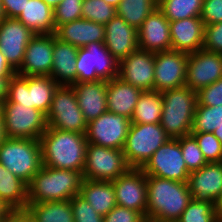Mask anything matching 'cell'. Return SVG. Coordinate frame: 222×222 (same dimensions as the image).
<instances>
[{
    "instance_id": "obj_32",
    "label": "cell",
    "mask_w": 222,
    "mask_h": 222,
    "mask_svg": "<svg viewBox=\"0 0 222 222\" xmlns=\"http://www.w3.org/2000/svg\"><path fill=\"white\" fill-rule=\"evenodd\" d=\"M162 109V93L158 91H143L130 119L131 123H160Z\"/></svg>"
},
{
    "instance_id": "obj_45",
    "label": "cell",
    "mask_w": 222,
    "mask_h": 222,
    "mask_svg": "<svg viewBox=\"0 0 222 222\" xmlns=\"http://www.w3.org/2000/svg\"><path fill=\"white\" fill-rule=\"evenodd\" d=\"M200 18L205 25L222 22V0H204Z\"/></svg>"
},
{
    "instance_id": "obj_13",
    "label": "cell",
    "mask_w": 222,
    "mask_h": 222,
    "mask_svg": "<svg viewBox=\"0 0 222 222\" xmlns=\"http://www.w3.org/2000/svg\"><path fill=\"white\" fill-rule=\"evenodd\" d=\"M130 125V119L107 111L88 122L86 139L91 144L122 150Z\"/></svg>"
},
{
    "instance_id": "obj_37",
    "label": "cell",
    "mask_w": 222,
    "mask_h": 222,
    "mask_svg": "<svg viewBox=\"0 0 222 222\" xmlns=\"http://www.w3.org/2000/svg\"><path fill=\"white\" fill-rule=\"evenodd\" d=\"M116 15V8L104 0H83L82 19L106 25Z\"/></svg>"
},
{
    "instance_id": "obj_47",
    "label": "cell",
    "mask_w": 222,
    "mask_h": 222,
    "mask_svg": "<svg viewBox=\"0 0 222 222\" xmlns=\"http://www.w3.org/2000/svg\"><path fill=\"white\" fill-rule=\"evenodd\" d=\"M4 222H34L27 210H13Z\"/></svg>"
},
{
    "instance_id": "obj_49",
    "label": "cell",
    "mask_w": 222,
    "mask_h": 222,
    "mask_svg": "<svg viewBox=\"0 0 222 222\" xmlns=\"http://www.w3.org/2000/svg\"><path fill=\"white\" fill-rule=\"evenodd\" d=\"M10 77H0V104L6 99L7 85Z\"/></svg>"
},
{
    "instance_id": "obj_31",
    "label": "cell",
    "mask_w": 222,
    "mask_h": 222,
    "mask_svg": "<svg viewBox=\"0 0 222 222\" xmlns=\"http://www.w3.org/2000/svg\"><path fill=\"white\" fill-rule=\"evenodd\" d=\"M26 210L34 222H74L70 200L28 203Z\"/></svg>"
},
{
    "instance_id": "obj_16",
    "label": "cell",
    "mask_w": 222,
    "mask_h": 222,
    "mask_svg": "<svg viewBox=\"0 0 222 222\" xmlns=\"http://www.w3.org/2000/svg\"><path fill=\"white\" fill-rule=\"evenodd\" d=\"M222 78V54L200 49L188 54L185 86L198 92Z\"/></svg>"
},
{
    "instance_id": "obj_23",
    "label": "cell",
    "mask_w": 222,
    "mask_h": 222,
    "mask_svg": "<svg viewBox=\"0 0 222 222\" xmlns=\"http://www.w3.org/2000/svg\"><path fill=\"white\" fill-rule=\"evenodd\" d=\"M172 50L193 53L203 49L205 24L200 17L170 21Z\"/></svg>"
},
{
    "instance_id": "obj_7",
    "label": "cell",
    "mask_w": 222,
    "mask_h": 222,
    "mask_svg": "<svg viewBox=\"0 0 222 222\" xmlns=\"http://www.w3.org/2000/svg\"><path fill=\"white\" fill-rule=\"evenodd\" d=\"M169 139L160 123H131L122 149L126 162L130 167L141 168Z\"/></svg>"
},
{
    "instance_id": "obj_18",
    "label": "cell",
    "mask_w": 222,
    "mask_h": 222,
    "mask_svg": "<svg viewBox=\"0 0 222 222\" xmlns=\"http://www.w3.org/2000/svg\"><path fill=\"white\" fill-rule=\"evenodd\" d=\"M34 35L16 18H6L0 24V51L15 71L22 65L27 45Z\"/></svg>"
},
{
    "instance_id": "obj_46",
    "label": "cell",
    "mask_w": 222,
    "mask_h": 222,
    "mask_svg": "<svg viewBox=\"0 0 222 222\" xmlns=\"http://www.w3.org/2000/svg\"><path fill=\"white\" fill-rule=\"evenodd\" d=\"M7 18H17L28 0H2Z\"/></svg>"
},
{
    "instance_id": "obj_3",
    "label": "cell",
    "mask_w": 222,
    "mask_h": 222,
    "mask_svg": "<svg viewBox=\"0 0 222 222\" xmlns=\"http://www.w3.org/2000/svg\"><path fill=\"white\" fill-rule=\"evenodd\" d=\"M82 172L42 166L27 185L28 203L70 200L80 194Z\"/></svg>"
},
{
    "instance_id": "obj_24",
    "label": "cell",
    "mask_w": 222,
    "mask_h": 222,
    "mask_svg": "<svg viewBox=\"0 0 222 222\" xmlns=\"http://www.w3.org/2000/svg\"><path fill=\"white\" fill-rule=\"evenodd\" d=\"M74 88L78 106L87 123L107 112V81L79 82L71 85Z\"/></svg>"
},
{
    "instance_id": "obj_43",
    "label": "cell",
    "mask_w": 222,
    "mask_h": 222,
    "mask_svg": "<svg viewBox=\"0 0 222 222\" xmlns=\"http://www.w3.org/2000/svg\"><path fill=\"white\" fill-rule=\"evenodd\" d=\"M203 49L222 54V22L205 25Z\"/></svg>"
},
{
    "instance_id": "obj_8",
    "label": "cell",
    "mask_w": 222,
    "mask_h": 222,
    "mask_svg": "<svg viewBox=\"0 0 222 222\" xmlns=\"http://www.w3.org/2000/svg\"><path fill=\"white\" fill-rule=\"evenodd\" d=\"M118 68L119 61L109 52L104 42H91L78 48L76 83L110 81L118 77Z\"/></svg>"
},
{
    "instance_id": "obj_30",
    "label": "cell",
    "mask_w": 222,
    "mask_h": 222,
    "mask_svg": "<svg viewBox=\"0 0 222 222\" xmlns=\"http://www.w3.org/2000/svg\"><path fill=\"white\" fill-rule=\"evenodd\" d=\"M0 200L13 210H26L27 184L0 163Z\"/></svg>"
},
{
    "instance_id": "obj_50",
    "label": "cell",
    "mask_w": 222,
    "mask_h": 222,
    "mask_svg": "<svg viewBox=\"0 0 222 222\" xmlns=\"http://www.w3.org/2000/svg\"><path fill=\"white\" fill-rule=\"evenodd\" d=\"M13 211L5 202L0 200V222H4L7 216Z\"/></svg>"
},
{
    "instance_id": "obj_9",
    "label": "cell",
    "mask_w": 222,
    "mask_h": 222,
    "mask_svg": "<svg viewBox=\"0 0 222 222\" xmlns=\"http://www.w3.org/2000/svg\"><path fill=\"white\" fill-rule=\"evenodd\" d=\"M46 122L47 127L86 134L88 123L78 106L72 86L59 85L55 90Z\"/></svg>"
},
{
    "instance_id": "obj_27",
    "label": "cell",
    "mask_w": 222,
    "mask_h": 222,
    "mask_svg": "<svg viewBox=\"0 0 222 222\" xmlns=\"http://www.w3.org/2000/svg\"><path fill=\"white\" fill-rule=\"evenodd\" d=\"M78 47L64 42L54 34L53 64L50 76L59 85L71 86L76 83Z\"/></svg>"
},
{
    "instance_id": "obj_33",
    "label": "cell",
    "mask_w": 222,
    "mask_h": 222,
    "mask_svg": "<svg viewBox=\"0 0 222 222\" xmlns=\"http://www.w3.org/2000/svg\"><path fill=\"white\" fill-rule=\"evenodd\" d=\"M156 8L157 0H121L116 7V14L128 25L138 29Z\"/></svg>"
},
{
    "instance_id": "obj_6",
    "label": "cell",
    "mask_w": 222,
    "mask_h": 222,
    "mask_svg": "<svg viewBox=\"0 0 222 222\" xmlns=\"http://www.w3.org/2000/svg\"><path fill=\"white\" fill-rule=\"evenodd\" d=\"M0 163L28 185L43 166L40 140L7 138L0 145Z\"/></svg>"
},
{
    "instance_id": "obj_29",
    "label": "cell",
    "mask_w": 222,
    "mask_h": 222,
    "mask_svg": "<svg viewBox=\"0 0 222 222\" xmlns=\"http://www.w3.org/2000/svg\"><path fill=\"white\" fill-rule=\"evenodd\" d=\"M80 195L103 217L117 205L112 181L83 179Z\"/></svg>"
},
{
    "instance_id": "obj_56",
    "label": "cell",
    "mask_w": 222,
    "mask_h": 222,
    "mask_svg": "<svg viewBox=\"0 0 222 222\" xmlns=\"http://www.w3.org/2000/svg\"><path fill=\"white\" fill-rule=\"evenodd\" d=\"M107 4L114 6L115 8L118 6L121 0H104Z\"/></svg>"
},
{
    "instance_id": "obj_4",
    "label": "cell",
    "mask_w": 222,
    "mask_h": 222,
    "mask_svg": "<svg viewBox=\"0 0 222 222\" xmlns=\"http://www.w3.org/2000/svg\"><path fill=\"white\" fill-rule=\"evenodd\" d=\"M197 102V92L187 86L162 92L160 125L170 138L191 135Z\"/></svg>"
},
{
    "instance_id": "obj_53",
    "label": "cell",
    "mask_w": 222,
    "mask_h": 222,
    "mask_svg": "<svg viewBox=\"0 0 222 222\" xmlns=\"http://www.w3.org/2000/svg\"><path fill=\"white\" fill-rule=\"evenodd\" d=\"M7 18L3 1L0 0V24Z\"/></svg>"
},
{
    "instance_id": "obj_40",
    "label": "cell",
    "mask_w": 222,
    "mask_h": 222,
    "mask_svg": "<svg viewBox=\"0 0 222 222\" xmlns=\"http://www.w3.org/2000/svg\"><path fill=\"white\" fill-rule=\"evenodd\" d=\"M83 0H62L54 8V24L57 29L60 25L82 18Z\"/></svg>"
},
{
    "instance_id": "obj_20",
    "label": "cell",
    "mask_w": 222,
    "mask_h": 222,
    "mask_svg": "<svg viewBox=\"0 0 222 222\" xmlns=\"http://www.w3.org/2000/svg\"><path fill=\"white\" fill-rule=\"evenodd\" d=\"M192 199L216 205L222 194V161L208 162L197 171H193L188 179Z\"/></svg>"
},
{
    "instance_id": "obj_57",
    "label": "cell",
    "mask_w": 222,
    "mask_h": 222,
    "mask_svg": "<svg viewBox=\"0 0 222 222\" xmlns=\"http://www.w3.org/2000/svg\"><path fill=\"white\" fill-rule=\"evenodd\" d=\"M141 222H151V221L145 217Z\"/></svg>"
},
{
    "instance_id": "obj_11",
    "label": "cell",
    "mask_w": 222,
    "mask_h": 222,
    "mask_svg": "<svg viewBox=\"0 0 222 222\" xmlns=\"http://www.w3.org/2000/svg\"><path fill=\"white\" fill-rule=\"evenodd\" d=\"M129 168L122 150L87 144L82 172L84 179L113 181Z\"/></svg>"
},
{
    "instance_id": "obj_28",
    "label": "cell",
    "mask_w": 222,
    "mask_h": 222,
    "mask_svg": "<svg viewBox=\"0 0 222 222\" xmlns=\"http://www.w3.org/2000/svg\"><path fill=\"white\" fill-rule=\"evenodd\" d=\"M16 19L35 34H55L54 9L43 0H28Z\"/></svg>"
},
{
    "instance_id": "obj_34",
    "label": "cell",
    "mask_w": 222,
    "mask_h": 222,
    "mask_svg": "<svg viewBox=\"0 0 222 222\" xmlns=\"http://www.w3.org/2000/svg\"><path fill=\"white\" fill-rule=\"evenodd\" d=\"M204 0H160L158 8L169 21L200 17Z\"/></svg>"
},
{
    "instance_id": "obj_42",
    "label": "cell",
    "mask_w": 222,
    "mask_h": 222,
    "mask_svg": "<svg viewBox=\"0 0 222 222\" xmlns=\"http://www.w3.org/2000/svg\"><path fill=\"white\" fill-rule=\"evenodd\" d=\"M197 100L200 105H222V78L207 87L201 88L197 92Z\"/></svg>"
},
{
    "instance_id": "obj_15",
    "label": "cell",
    "mask_w": 222,
    "mask_h": 222,
    "mask_svg": "<svg viewBox=\"0 0 222 222\" xmlns=\"http://www.w3.org/2000/svg\"><path fill=\"white\" fill-rule=\"evenodd\" d=\"M112 183L117 205L139 211L145 217L147 211V176L143 170L130 167Z\"/></svg>"
},
{
    "instance_id": "obj_22",
    "label": "cell",
    "mask_w": 222,
    "mask_h": 222,
    "mask_svg": "<svg viewBox=\"0 0 222 222\" xmlns=\"http://www.w3.org/2000/svg\"><path fill=\"white\" fill-rule=\"evenodd\" d=\"M104 45L118 60L139 48L138 30L117 14L105 25Z\"/></svg>"
},
{
    "instance_id": "obj_25",
    "label": "cell",
    "mask_w": 222,
    "mask_h": 222,
    "mask_svg": "<svg viewBox=\"0 0 222 222\" xmlns=\"http://www.w3.org/2000/svg\"><path fill=\"white\" fill-rule=\"evenodd\" d=\"M142 90L126 83L119 77L107 81V110L131 119Z\"/></svg>"
},
{
    "instance_id": "obj_41",
    "label": "cell",
    "mask_w": 222,
    "mask_h": 222,
    "mask_svg": "<svg viewBox=\"0 0 222 222\" xmlns=\"http://www.w3.org/2000/svg\"><path fill=\"white\" fill-rule=\"evenodd\" d=\"M74 222H103V216L97 213L80 194L70 199Z\"/></svg>"
},
{
    "instance_id": "obj_48",
    "label": "cell",
    "mask_w": 222,
    "mask_h": 222,
    "mask_svg": "<svg viewBox=\"0 0 222 222\" xmlns=\"http://www.w3.org/2000/svg\"><path fill=\"white\" fill-rule=\"evenodd\" d=\"M16 71L8 64L5 56L0 51V77H11Z\"/></svg>"
},
{
    "instance_id": "obj_12",
    "label": "cell",
    "mask_w": 222,
    "mask_h": 222,
    "mask_svg": "<svg viewBox=\"0 0 222 222\" xmlns=\"http://www.w3.org/2000/svg\"><path fill=\"white\" fill-rule=\"evenodd\" d=\"M146 176L188 183V171L178 139H169L141 167Z\"/></svg>"
},
{
    "instance_id": "obj_35",
    "label": "cell",
    "mask_w": 222,
    "mask_h": 222,
    "mask_svg": "<svg viewBox=\"0 0 222 222\" xmlns=\"http://www.w3.org/2000/svg\"><path fill=\"white\" fill-rule=\"evenodd\" d=\"M222 125V105L205 106L197 102L191 132H213Z\"/></svg>"
},
{
    "instance_id": "obj_39",
    "label": "cell",
    "mask_w": 222,
    "mask_h": 222,
    "mask_svg": "<svg viewBox=\"0 0 222 222\" xmlns=\"http://www.w3.org/2000/svg\"><path fill=\"white\" fill-rule=\"evenodd\" d=\"M207 162L222 161V144L212 132H191Z\"/></svg>"
},
{
    "instance_id": "obj_26",
    "label": "cell",
    "mask_w": 222,
    "mask_h": 222,
    "mask_svg": "<svg viewBox=\"0 0 222 222\" xmlns=\"http://www.w3.org/2000/svg\"><path fill=\"white\" fill-rule=\"evenodd\" d=\"M55 35L60 40L79 48L91 42H104L105 25L81 18L60 25Z\"/></svg>"
},
{
    "instance_id": "obj_55",
    "label": "cell",
    "mask_w": 222,
    "mask_h": 222,
    "mask_svg": "<svg viewBox=\"0 0 222 222\" xmlns=\"http://www.w3.org/2000/svg\"><path fill=\"white\" fill-rule=\"evenodd\" d=\"M43 1L53 9L62 2V0H43Z\"/></svg>"
},
{
    "instance_id": "obj_54",
    "label": "cell",
    "mask_w": 222,
    "mask_h": 222,
    "mask_svg": "<svg viewBox=\"0 0 222 222\" xmlns=\"http://www.w3.org/2000/svg\"><path fill=\"white\" fill-rule=\"evenodd\" d=\"M212 133L219 139L222 144V125L217 127Z\"/></svg>"
},
{
    "instance_id": "obj_1",
    "label": "cell",
    "mask_w": 222,
    "mask_h": 222,
    "mask_svg": "<svg viewBox=\"0 0 222 222\" xmlns=\"http://www.w3.org/2000/svg\"><path fill=\"white\" fill-rule=\"evenodd\" d=\"M191 200L188 183L147 176L145 217L151 222H176Z\"/></svg>"
},
{
    "instance_id": "obj_14",
    "label": "cell",
    "mask_w": 222,
    "mask_h": 222,
    "mask_svg": "<svg viewBox=\"0 0 222 222\" xmlns=\"http://www.w3.org/2000/svg\"><path fill=\"white\" fill-rule=\"evenodd\" d=\"M188 53L168 50L155 53L154 91L160 93L185 86Z\"/></svg>"
},
{
    "instance_id": "obj_36",
    "label": "cell",
    "mask_w": 222,
    "mask_h": 222,
    "mask_svg": "<svg viewBox=\"0 0 222 222\" xmlns=\"http://www.w3.org/2000/svg\"><path fill=\"white\" fill-rule=\"evenodd\" d=\"M176 222H220L215 206L192 199Z\"/></svg>"
},
{
    "instance_id": "obj_5",
    "label": "cell",
    "mask_w": 222,
    "mask_h": 222,
    "mask_svg": "<svg viewBox=\"0 0 222 222\" xmlns=\"http://www.w3.org/2000/svg\"><path fill=\"white\" fill-rule=\"evenodd\" d=\"M59 84L51 76H22L14 74L8 80L3 103H19L47 115L53 94Z\"/></svg>"
},
{
    "instance_id": "obj_10",
    "label": "cell",
    "mask_w": 222,
    "mask_h": 222,
    "mask_svg": "<svg viewBox=\"0 0 222 222\" xmlns=\"http://www.w3.org/2000/svg\"><path fill=\"white\" fill-rule=\"evenodd\" d=\"M7 138L40 140L47 129L46 115L40 110L19 103H2Z\"/></svg>"
},
{
    "instance_id": "obj_19",
    "label": "cell",
    "mask_w": 222,
    "mask_h": 222,
    "mask_svg": "<svg viewBox=\"0 0 222 222\" xmlns=\"http://www.w3.org/2000/svg\"><path fill=\"white\" fill-rule=\"evenodd\" d=\"M54 34H35L27 45L24 60L16 74L50 76L53 64Z\"/></svg>"
},
{
    "instance_id": "obj_17",
    "label": "cell",
    "mask_w": 222,
    "mask_h": 222,
    "mask_svg": "<svg viewBox=\"0 0 222 222\" xmlns=\"http://www.w3.org/2000/svg\"><path fill=\"white\" fill-rule=\"evenodd\" d=\"M155 53L137 49L119 61L118 77L142 91H154Z\"/></svg>"
},
{
    "instance_id": "obj_44",
    "label": "cell",
    "mask_w": 222,
    "mask_h": 222,
    "mask_svg": "<svg viewBox=\"0 0 222 222\" xmlns=\"http://www.w3.org/2000/svg\"><path fill=\"white\" fill-rule=\"evenodd\" d=\"M144 218L139 211L116 205L103 217V222H141Z\"/></svg>"
},
{
    "instance_id": "obj_52",
    "label": "cell",
    "mask_w": 222,
    "mask_h": 222,
    "mask_svg": "<svg viewBox=\"0 0 222 222\" xmlns=\"http://www.w3.org/2000/svg\"><path fill=\"white\" fill-rule=\"evenodd\" d=\"M216 211H217V216L220 222H222V194L219 197V199L216 202L215 205Z\"/></svg>"
},
{
    "instance_id": "obj_21",
    "label": "cell",
    "mask_w": 222,
    "mask_h": 222,
    "mask_svg": "<svg viewBox=\"0 0 222 222\" xmlns=\"http://www.w3.org/2000/svg\"><path fill=\"white\" fill-rule=\"evenodd\" d=\"M169 25L159 8L152 11L137 29L139 49L153 53L172 50Z\"/></svg>"
},
{
    "instance_id": "obj_38",
    "label": "cell",
    "mask_w": 222,
    "mask_h": 222,
    "mask_svg": "<svg viewBox=\"0 0 222 222\" xmlns=\"http://www.w3.org/2000/svg\"><path fill=\"white\" fill-rule=\"evenodd\" d=\"M178 140L180 142L182 156L190 173L197 171L208 163L192 135L180 137Z\"/></svg>"
},
{
    "instance_id": "obj_51",
    "label": "cell",
    "mask_w": 222,
    "mask_h": 222,
    "mask_svg": "<svg viewBox=\"0 0 222 222\" xmlns=\"http://www.w3.org/2000/svg\"><path fill=\"white\" fill-rule=\"evenodd\" d=\"M7 139L5 128H4V121H3V115L0 108V145Z\"/></svg>"
},
{
    "instance_id": "obj_2",
    "label": "cell",
    "mask_w": 222,
    "mask_h": 222,
    "mask_svg": "<svg viewBox=\"0 0 222 222\" xmlns=\"http://www.w3.org/2000/svg\"><path fill=\"white\" fill-rule=\"evenodd\" d=\"M40 143L44 166L83 172L88 144L85 134L47 127Z\"/></svg>"
}]
</instances>
